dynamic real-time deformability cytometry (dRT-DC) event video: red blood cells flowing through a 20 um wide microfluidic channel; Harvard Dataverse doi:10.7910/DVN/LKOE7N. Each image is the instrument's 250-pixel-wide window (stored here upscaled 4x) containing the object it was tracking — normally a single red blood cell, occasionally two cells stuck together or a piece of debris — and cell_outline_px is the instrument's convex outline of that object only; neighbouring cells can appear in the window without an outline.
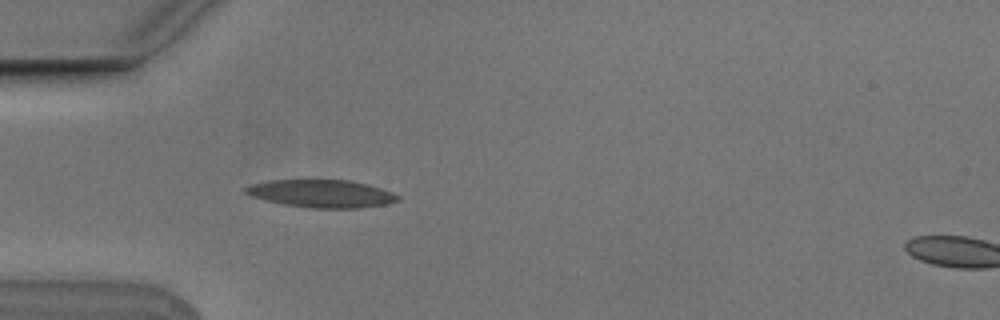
{"species": "Egyptian fruit bat (a non-hibernating species)", "species_latin": "Rousettus aegyptiacus", "temperature_condition": "cold", "stored_images_in_passage": 53, "camera_frame_rate_fps": 3000, "um_per_image_px": 0.085, "animal": {"sex": "male"}, "frame": {"image": 1, "passage_image": 15, "time_ms": 4.667, "image_size_px": [1000, 320], "cell_outline_px": [[400, 200], [384, 204], [360, 208], [312, 208], [284, 204], [252, 196], [244, 192], [244, 188], [252, 184], [268, 180], [348, 180], [380, 188], [392, 192], [400, 196]], "centroid_in_image_um": [27.33, 16.45], "position_along_channel_um": 57.7, "area_um2": 24.28}}
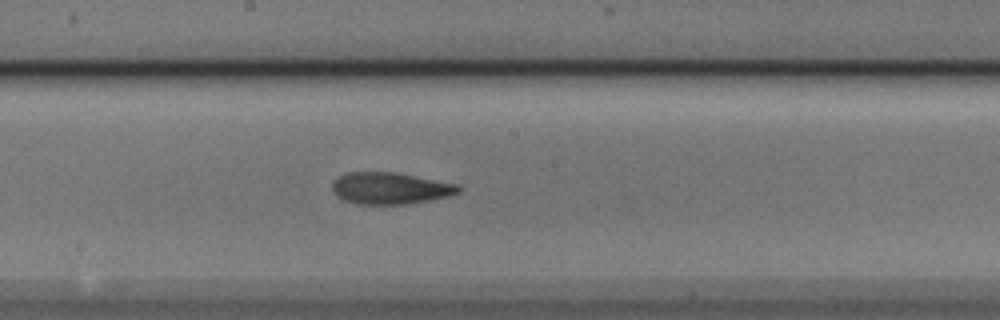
{"frame": {"image": 2, "passage_image": 28, "time_ms": 9.0, "image_size_px": [1000, 320], "cell_outline_px": [[460, 192], [448, 196], [432, 200], [408, 204], [356, 204], [344, 200], [336, 196], [332, 188], [332, 184], [340, 176], [348, 172], [396, 172], [460, 184]], "centroid_in_image_um": [33.2, 16.0], "position_along_channel_um": 215.0, "area_um2": 23.47}}
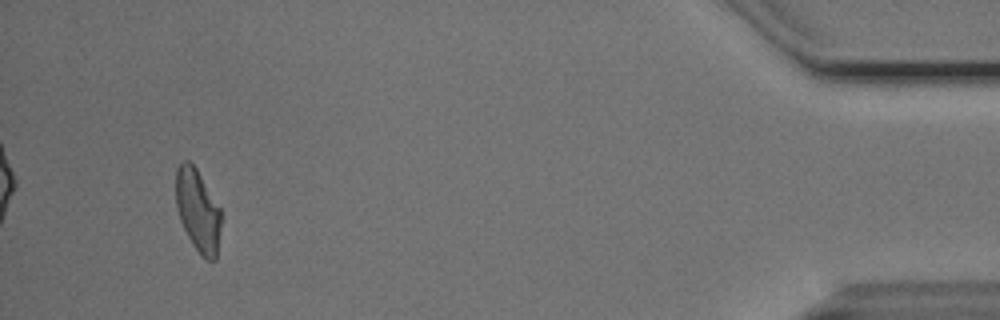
{"frame": {"image": 3, "passage_image": 50, "time_ms": 16.333, "image_size_px": [1000, 320], "cell_outline_px": [[220, 224], [216, 260], [204, 260], [200, 256], [192, 244], [180, 220], [176, 208], [176, 168], [184, 160], [188, 160], [196, 168], [220, 208]], "centroid_in_image_um": [16.8, 17.91], "position_along_channel_um": 418.4, "area_um2": 21.56}, "authors_computed_cell_mechanics": {"area_um2": 23.0622, "velocity_mm_per_s": 3.7582, "shape_relaxation_time_tau1_ms": 6.4645, "shape_relaxation_time_tau2_ms": 3.3188, "deformation_change_tau1": 0.1717, "deformation_change_tau2": 0.1188}}